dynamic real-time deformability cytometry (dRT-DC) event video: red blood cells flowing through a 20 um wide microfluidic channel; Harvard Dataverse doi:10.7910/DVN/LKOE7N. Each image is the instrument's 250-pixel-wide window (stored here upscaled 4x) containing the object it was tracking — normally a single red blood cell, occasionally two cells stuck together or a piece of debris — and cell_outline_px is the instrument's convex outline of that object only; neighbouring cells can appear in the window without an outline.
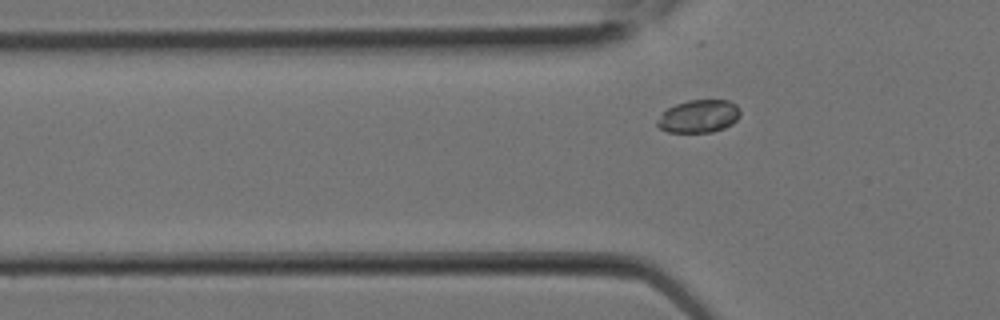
{"species": "Egyptian fruit bat (a non-hibernating species)", "species_latin": "Rousettus aegyptiacus", "temperature_condition": "room temperature", "stored_images_in_passage": 2, "camera_frame_rate_fps": 3000, "um_per_image_px": 0.085, "animal": {"sex": "female"}, "frame": {"image": 1, "passage_image": 2, "time_ms": 0.333, "image_size_px": [1000, 320], "cell_outline_px": [[740, 116], [732, 124], [724, 128], [712, 132], [668, 132], [660, 128], [656, 124], [656, 120], [668, 108], [676, 104], [688, 100], [728, 100], [736, 104], [740, 108]], "centroid_in_image_um": [59.42, 9.88], "position_along_channel_um": 66.4, "area_um2": 15.9}}